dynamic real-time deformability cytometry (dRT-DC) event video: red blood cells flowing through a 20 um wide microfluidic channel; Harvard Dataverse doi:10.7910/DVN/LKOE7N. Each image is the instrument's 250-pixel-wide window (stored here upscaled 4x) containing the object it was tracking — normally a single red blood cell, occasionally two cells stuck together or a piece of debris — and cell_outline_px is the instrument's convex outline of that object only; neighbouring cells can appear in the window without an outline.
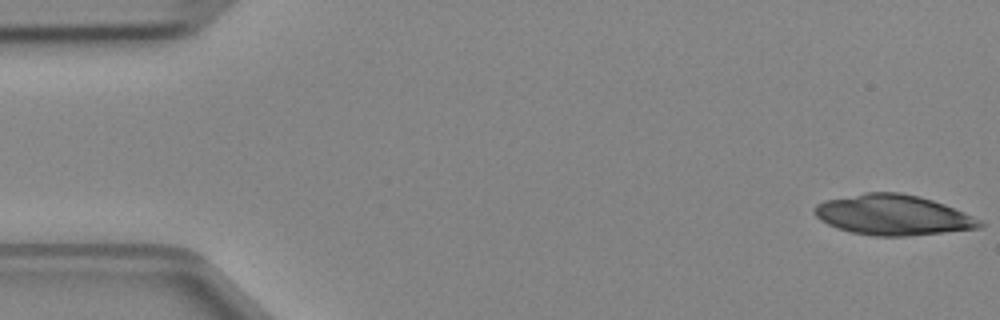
{"species": "Egyptian fruit bat (a non-hibernating species)", "species_latin": "Rousettus aegyptiacus", "temperature_condition": "cold", "stored_images_in_passage": 4, "camera_frame_rate_fps": 3000, "um_per_image_px": 0.085, "animal": {"sex": "female"}, "frame": {"image": 1, "passage_image": 1, "time_ms": 0.0, "image_size_px": [1000, 320], "cell_outline_px": [[984, 224], [980, 228], [908, 236], [872, 236], [852, 232], [836, 228], [820, 220], [816, 216], [812, 208], [816, 204], [824, 200], [864, 192], [900, 192], [920, 196], [944, 204], [964, 212], [980, 220]], "centroid_in_image_um": [75.87, 18.27], "position_along_channel_um": 9.1, "area_um2": 38.96}}